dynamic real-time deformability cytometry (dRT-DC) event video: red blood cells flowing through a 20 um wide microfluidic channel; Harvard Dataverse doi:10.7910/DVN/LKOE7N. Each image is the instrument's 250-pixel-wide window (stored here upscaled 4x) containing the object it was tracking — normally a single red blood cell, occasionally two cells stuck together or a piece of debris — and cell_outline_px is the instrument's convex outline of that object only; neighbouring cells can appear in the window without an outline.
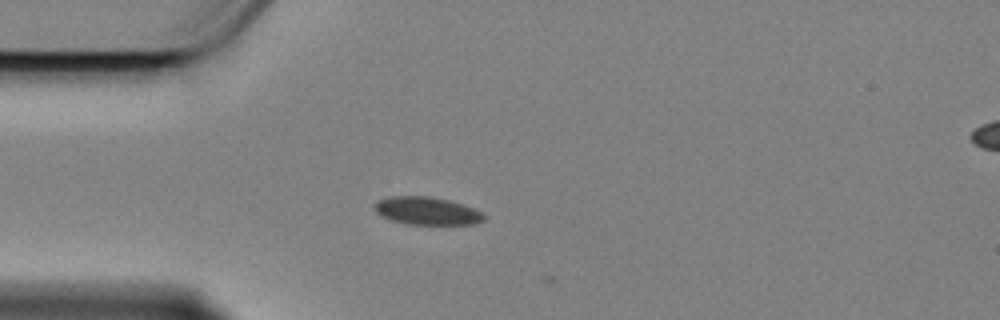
{"species": "Egyptian fruit bat (a non-hibernating species)", "species_latin": "Rousettus aegyptiacus", "temperature_condition": "cold", "stored_images_in_passage": 2, "camera_frame_rate_fps": 3000, "um_per_image_px": 0.085, "animal": {"sex": "female"}, "frame": {"image": 1, "passage_image": 1, "time_ms": 0.0, "image_size_px": [1000, 320], "cell_outline_px": [[484, 220], [476, 224], [404, 224], [380, 216], [372, 208], [372, 204], [376, 200], [388, 196], [428, 196], [448, 200], [472, 208], [480, 212], [484, 216]], "centroid_in_image_um": [36.18, 17.92], "position_along_channel_um": 48.8, "area_um2": 17.8}}